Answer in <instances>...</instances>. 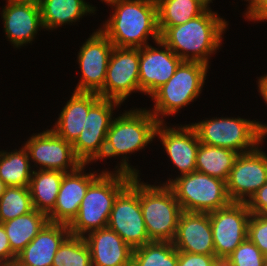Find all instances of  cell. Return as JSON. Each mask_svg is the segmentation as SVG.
Returning a JSON list of instances; mask_svg holds the SVG:
<instances>
[{
  "label": "cell",
  "instance_id": "obj_33",
  "mask_svg": "<svg viewBox=\"0 0 267 266\" xmlns=\"http://www.w3.org/2000/svg\"><path fill=\"white\" fill-rule=\"evenodd\" d=\"M233 266H264L266 256L258 247L246 238L230 254Z\"/></svg>",
  "mask_w": 267,
  "mask_h": 266
},
{
  "label": "cell",
  "instance_id": "obj_10",
  "mask_svg": "<svg viewBox=\"0 0 267 266\" xmlns=\"http://www.w3.org/2000/svg\"><path fill=\"white\" fill-rule=\"evenodd\" d=\"M119 105L118 101L100 98L89 109L83 130L72 144L74 154L82 164L88 165L102 158L113 110Z\"/></svg>",
  "mask_w": 267,
  "mask_h": 266
},
{
  "label": "cell",
  "instance_id": "obj_42",
  "mask_svg": "<svg viewBox=\"0 0 267 266\" xmlns=\"http://www.w3.org/2000/svg\"><path fill=\"white\" fill-rule=\"evenodd\" d=\"M12 2L29 3L40 6L44 0H7Z\"/></svg>",
  "mask_w": 267,
  "mask_h": 266
},
{
  "label": "cell",
  "instance_id": "obj_15",
  "mask_svg": "<svg viewBox=\"0 0 267 266\" xmlns=\"http://www.w3.org/2000/svg\"><path fill=\"white\" fill-rule=\"evenodd\" d=\"M257 147L239 154L226 182L232 202H247L267 182V154Z\"/></svg>",
  "mask_w": 267,
  "mask_h": 266
},
{
  "label": "cell",
  "instance_id": "obj_8",
  "mask_svg": "<svg viewBox=\"0 0 267 266\" xmlns=\"http://www.w3.org/2000/svg\"><path fill=\"white\" fill-rule=\"evenodd\" d=\"M140 206L149 239L172 242L182 209L171 188L140 182Z\"/></svg>",
  "mask_w": 267,
  "mask_h": 266
},
{
  "label": "cell",
  "instance_id": "obj_7",
  "mask_svg": "<svg viewBox=\"0 0 267 266\" xmlns=\"http://www.w3.org/2000/svg\"><path fill=\"white\" fill-rule=\"evenodd\" d=\"M164 185L171 188L185 212L210 213L232 202L226 181L197 171L170 178Z\"/></svg>",
  "mask_w": 267,
  "mask_h": 266
},
{
  "label": "cell",
  "instance_id": "obj_44",
  "mask_svg": "<svg viewBox=\"0 0 267 266\" xmlns=\"http://www.w3.org/2000/svg\"><path fill=\"white\" fill-rule=\"evenodd\" d=\"M6 187H7V186H6V185L4 184V182L0 179V197H1V195L4 193Z\"/></svg>",
  "mask_w": 267,
  "mask_h": 266
},
{
  "label": "cell",
  "instance_id": "obj_14",
  "mask_svg": "<svg viewBox=\"0 0 267 266\" xmlns=\"http://www.w3.org/2000/svg\"><path fill=\"white\" fill-rule=\"evenodd\" d=\"M250 216L245 202H231L209 213L215 254L230 255L247 238Z\"/></svg>",
  "mask_w": 267,
  "mask_h": 266
},
{
  "label": "cell",
  "instance_id": "obj_20",
  "mask_svg": "<svg viewBox=\"0 0 267 266\" xmlns=\"http://www.w3.org/2000/svg\"><path fill=\"white\" fill-rule=\"evenodd\" d=\"M7 3L3 8L1 18H3L8 41L16 48L28 42L31 43L38 30L44 28L40 6L12 1H7Z\"/></svg>",
  "mask_w": 267,
  "mask_h": 266
},
{
  "label": "cell",
  "instance_id": "obj_30",
  "mask_svg": "<svg viewBox=\"0 0 267 266\" xmlns=\"http://www.w3.org/2000/svg\"><path fill=\"white\" fill-rule=\"evenodd\" d=\"M178 251L172 242L150 241L133 249L132 266H177Z\"/></svg>",
  "mask_w": 267,
  "mask_h": 266
},
{
  "label": "cell",
  "instance_id": "obj_19",
  "mask_svg": "<svg viewBox=\"0 0 267 266\" xmlns=\"http://www.w3.org/2000/svg\"><path fill=\"white\" fill-rule=\"evenodd\" d=\"M172 244L177 251L215 255L209 213L182 211Z\"/></svg>",
  "mask_w": 267,
  "mask_h": 266
},
{
  "label": "cell",
  "instance_id": "obj_31",
  "mask_svg": "<svg viewBox=\"0 0 267 266\" xmlns=\"http://www.w3.org/2000/svg\"><path fill=\"white\" fill-rule=\"evenodd\" d=\"M29 187L7 186L0 197V223L33 210Z\"/></svg>",
  "mask_w": 267,
  "mask_h": 266
},
{
  "label": "cell",
  "instance_id": "obj_5",
  "mask_svg": "<svg viewBox=\"0 0 267 266\" xmlns=\"http://www.w3.org/2000/svg\"><path fill=\"white\" fill-rule=\"evenodd\" d=\"M200 143L242 154L259 147L267 135V124L238 118H212L190 124Z\"/></svg>",
  "mask_w": 267,
  "mask_h": 266
},
{
  "label": "cell",
  "instance_id": "obj_23",
  "mask_svg": "<svg viewBox=\"0 0 267 266\" xmlns=\"http://www.w3.org/2000/svg\"><path fill=\"white\" fill-rule=\"evenodd\" d=\"M101 97L95 92H76L62 108L57 122L52 130L61 138L74 143L80 136L86 122L89 109Z\"/></svg>",
  "mask_w": 267,
  "mask_h": 266
},
{
  "label": "cell",
  "instance_id": "obj_38",
  "mask_svg": "<svg viewBox=\"0 0 267 266\" xmlns=\"http://www.w3.org/2000/svg\"><path fill=\"white\" fill-rule=\"evenodd\" d=\"M249 21H266L267 20V0H263L247 17Z\"/></svg>",
  "mask_w": 267,
  "mask_h": 266
},
{
  "label": "cell",
  "instance_id": "obj_6",
  "mask_svg": "<svg viewBox=\"0 0 267 266\" xmlns=\"http://www.w3.org/2000/svg\"><path fill=\"white\" fill-rule=\"evenodd\" d=\"M208 68L209 65L202 62L182 61L174 75L151 95L155 104L154 109L149 111L160 123H164L163 116L176 114L194 102L201 93Z\"/></svg>",
  "mask_w": 267,
  "mask_h": 266
},
{
  "label": "cell",
  "instance_id": "obj_39",
  "mask_svg": "<svg viewBox=\"0 0 267 266\" xmlns=\"http://www.w3.org/2000/svg\"><path fill=\"white\" fill-rule=\"evenodd\" d=\"M212 266H233L231 255H226V254L213 255Z\"/></svg>",
  "mask_w": 267,
  "mask_h": 266
},
{
  "label": "cell",
  "instance_id": "obj_12",
  "mask_svg": "<svg viewBox=\"0 0 267 266\" xmlns=\"http://www.w3.org/2000/svg\"><path fill=\"white\" fill-rule=\"evenodd\" d=\"M113 48L100 29L92 33L78 52L77 62L82 75L74 91L98 93L103 88Z\"/></svg>",
  "mask_w": 267,
  "mask_h": 266
},
{
  "label": "cell",
  "instance_id": "obj_34",
  "mask_svg": "<svg viewBox=\"0 0 267 266\" xmlns=\"http://www.w3.org/2000/svg\"><path fill=\"white\" fill-rule=\"evenodd\" d=\"M247 238L267 257V216L251 214L247 225Z\"/></svg>",
  "mask_w": 267,
  "mask_h": 266
},
{
  "label": "cell",
  "instance_id": "obj_4",
  "mask_svg": "<svg viewBox=\"0 0 267 266\" xmlns=\"http://www.w3.org/2000/svg\"><path fill=\"white\" fill-rule=\"evenodd\" d=\"M113 172L104 170L98 173L99 176L90 184L78 215L68 225L70 235L84 237L91 231L107 227L116 197L133 178L125 172Z\"/></svg>",
  "mask_w": 267,
  "mask_h": 266
},
{
  "label": "cell",
  "instance_id": "obj_40",
  "mask_svg": "<svg viewBox=\"0 0 267 266\" xmlns=\"http://www.w3.org/2000/svg\"><path fill=\"white\" fill-rule=\"evenodd\" d=\"M258 89L262 96V99L265 100V103L267 104V74L264 76H261L258 79Z\"/></svg>",
  "mask_w": 267,
  "mask_h": 266
},
{
  "label": "cell",
  "instance_id": "obj_24",
  "mask_svg": "<svg viewBox=\"0 0 267 266\" xmlns=\"http://www.w3.org/2000/svg\"><path fill=\"white\" fill-rule=\"evenodd\" d=\"M95 9L84 0H44L40 5L42 25L46 30H53L78 21Z\"/></svg>",
  "mask_w": 267,
  "mask_h": 266
},
{
  "label": "cell",
  "instance_id": "obj_25",
  "mask_svg": "<svg viewBox=\"0 0 267 266\" xmlns=\"http://www.w3.org/2000/svg\"><path fill=\"white\" fill-rule=\"evenodd\" d=\"M37 170H33L29 184L32 205L37 211L48 215L55 206L65 172Z\"/></svg>",
  "mask_w": 267,
  "mask_h": 266
},
{
  "label": "cell",
  "instance_id": "obj_43",
  "mask_svg": "<svg viewBox=\"0 0 267 266\" xmlns=\"http://www.w3.org/2000/svg\"><path fill=\"white\" fill-rule=\"evenodd\" d=\"M201 4H203L207 9H210L209 4L212 0H198Z\"/></svg>",
  "mask_w": 267,
  "mask_h": 266
},
{
  "label": "cell",
  "instance_id": "obj_13",
  "mask_svg": "<svg viewBox=\"0 0 267 266\" xmlns=\"http://www.w3.org/2000/svg\"><path fill=\"white\" fill-rule=\"evenodd\" d=\"M24 147L29 159L39 165V170L75 171L82 163L76 158L72 143L59 137L52 129L34 134Z\"/></svg>",
  "mask_w": 267,
  "mask_h": 266
},
{
  "label": "cell",
  "instance_id": "obj_41",
  "mask_svg": "<svg viewBox=\"0 0 267 266\" xmlns=\"http://www.w3.org/2000/svg\"><path fill=\"white\" fill-rule=\"evenodd\" d=\"M245 1H249V5L245 13V16L247 17L259 5V0H245Z\"/></svg>",
  "mask_w": 267,
  "mask_h": 266
},
{
  "label": "cell",
  "instance_id": "obj_2",
  "mask_svg": "<svg viewBox=\"0 0 267 266\" xmlns=\"http://www.w3.org/2000/svg\"><path fill=\"white\" fill-rule=\"evenodd\" d=\"M114 12L100 30L114 47L142 48L149 36L160 40L156 0H118Z\"/></svg>",
  "mask_w": 267,
  "mask_h": 266
},
{
  "label": "cell",
  "instance_id": "obj_36",
  "mask_svg": "<svg viewBox=\"0 0 267 266\" xmlns=\"http://www.w3.org/2000/svg\"><path fill=\"white\" fill-rule=\"evenodd\" d=\"M212 256L178 251L177 266H212Z\"/></svg>",
  "mask_w": 267,
  "mask_h": 266
},
{
  "label": "cell",
  "instance_id": "obj_18",
  "mask_svg": "<svg viewBox=\"0 0 267 266\" xmlns=\"http://www.w3.org/2000/svg\"><path fill=\"white\" fill-rule=\"evenodd\" d=\"M155 136H159L167 155L181 175L196 171V154L200 142L190 124L168 128L161 122L157 126Z\"/></svg>",
  "mask_w": 267,
  "mask_h": 266
},
{
  "label": "cell",
  "instance_id": "obj_46",
  "mask_svg": "<svg viewBox=\"0 0 267 266\" xmlns=\"http://www.w3.org/2000/svg\"><path fill=\"white\" fill-rule=\"evenodd\" d=\"M264 266H267V257L265 259Z\"/></svg>",
  "mask_w": 267,
  "mask_h": 266
},
{
  "label": "cell",
  "instance_id": "obj_21",
  "mask_svg": "<svg viewBox=\"0 0 267 266\" xmlns=\"http://www.w3.org/2000/svg\"><path fill=\"white\" fill-rule=\"evenodd\" d=\"M69 235L67 224L48 222L17 255L14 266H52L56 252Z\"/></svg>",
  "mask_w": 267,
  "mask_h": 266
},
{
  "label": "cell",
  "instance_id": "obj_9",
  "mask_svg": "<svg viewBox=\"0 0 267 266\" xmlns=\"http://www.w3.org/2000/svg\"><path fill=\"white\" fill-rule=\"evenodd\" d=\"M140 180L139 175L133 176L130 183L118 194L107 225L132 249L151 241L145 228L140 206Z\"/></svg>",
  "mask_w": 267,
  "mask_h": 266
},
{
  "label": "cell",
  "instance_id": "obj_26",
  "mask_svg": "<svg viewBox=\"0 0 267 266\" xmlns=\"http://www.w3.org/2000/svg\"><path fill=\"white\" fill-rule=\"evenodd\" d=\"M48 222V216L36 209L3 222L11 251L17 256Z\"/></svg>",
  "mask_w": 267,
  "mask_h": 266
},
{
  "label": "cell",
  "instance_id": "obj_35",
  "mask_svg": "<svg viewBox=\"0 0 267 266\" xmlns=\"http://www.w3.org/2000/svg\"><path fill=\"white\" fill-rule=\"evenodd\" d=\"M246 204L251 214L267 212V182L251 196Z\"/></svg>",
  "mask_w": 267,
  "mask_h": 266
},
{
  "label": "cell",
  "instance_id": "obj_16",
  "mask_svg": "<svg viewBox=\"0 0 267 266\" xmlns=\"http://www.w3.org/2000/svg\"><path fill=\"white\" fill-rule=\"evenodd\" d=\"M159 48L146 45L139 48V85L140 92L151 96L175 73L182 60L161 40Z\"/></svg>",
  "mask_w": 267,
  "mask_h": 266
},
{
  "label": "cell",
  "instance_id": "obj_3",
  "mask_svg": "<svg viewBox=\"0 0 267 266\" xmlns=\"http://www.w3.org/2000/svg\"><path fill=\"white\" fill-rule=\"evenodd\" d=\"M120 115L115 119L113 117L101 159L122 155L121 165L116 166L117 171L138 176L139 170L130 166L126 155L144 149L153 141L160 122L145 108L125 111Z\"/></svg>",
  "mask_w": 267,
  "mask_h": 266
},
{
  "label": "cell",
  "instance_id": "obj_22",
  "mask_svg": "<svg viewBox=\"0 0 267 266\" xmlns=\"http://www.w3.org/2000/svg\"><path fill=\"white\" fill-rule=\"evenodd\" d=\"M92 266H132L133 249L108 227L85 235Z\"/></svg>",
  "mask_w": 267,
  "mask_h": 266
},
{
  "label": "cell",
  "instance_id": "obj_17",
  "mask_svg": "<svg viewBox=\"0 0 267 266\" xmlns=\"http://www.w3.org/2000/svg\"><path fill=\"white\" fill-rule=\"evenodd\" d=\"M85 166L81 164L75 171L64 174L55 206L47 215L49 222L69 225L78 215L88 187L99 176L95 172L84 174Z\"/></svg>",
  "mask_w": 267,
  "mask_h": 266
},
{
  "label": "cell",
  "instance_id": "obj_28",
  "mask_svg": "<svg viewBox=\"0 0 267 266\" xmlns=\"http://www.w3.org/2000/svg\"><path fill=\"white\" fill-rule=\"evenodd\" d=\"M160 35L168 28L184 24L207 8L198 0H156Z\"/></svg>",
  "mask_w": 267,
  "mask_h": 266
},
{
  "label": "cell",
  "instance_id": "obj_11",
  "mask_svg": "<svg viewBox=\"0 0 267 266\" xmlns=\"http://www.w3.org/2000/svg\"><path fill=\"white\" fill-rule=\"evenodd\" d=\"M135 91L140 92L139 48L114 47L109 58L104 86L97 94L101 98L122 104Z\"/></svg>",
  "mask_w": 267,
  "mask_h": 266
},
{
  "label": "cell",
  "instance_id": "obj_29",
  "mask_svg": "<svg viewBox=\"0 0 267 266\" xmlns=\"http://www.w3.org/2000/svg\"><path fill=\"white\" fill-rule=\"evenodd\" d=\"M26 148L0 151V179L6 186L29 187L33 170Z\"/></svg>",
  "mask_w": 267,
  "mask_h": 266
},
{
  "label": "cell",
  "instance_id": "obj_32",
  "mask_svg": "<svg viewBox=\"0 0 267 266\" xmlns=\"http://www.w3.org/2000/svg\"><path fill=\"white\" fill-rule=\"evenodd\" d=\"M52 266H92L91 254L84 238L69 235L56 252Z\"/></svg>",
  "mask_w": 267,
  "mask_h": 266
},
{
  "label": "cell",
  "instance_id": "obj_45",
  "mask_svg": "<svg viewBox=\"0 0 267 266\" xmlns=\"http://www.w3.org/2000/svg\"><path fill=\"white\" fill-rule=\"evenodd\" d=\"M102 2L104 1L105 3L112 5L113 3H116L118 0H101Z\"/></svg>",
  "mask_w": 267,
  "mask_h": 266
},
{
  "label": "cell",
  "instance_id": "obj_27",
  "mask_svg": "<svg viewBox=\"0 0 267 266\" xmlns=\"http://www.w3.org/2000/svg\"><path fill=\"white\" fill-rule=\"evenodd\" d=\"M238 155L228 148L200 143L196 154V171L227 182Z\"/></svg>",
  "mask_w": 267,
  "mask_h": 266
},
{
  "label": "cell",
  "instance_id": "obj_37",
  "mask_svg": "<svg viewBox=\"0 0 267 266\" xmlns=\"http://www.w3.org/2000/svg\"><path fill=\"white\" fill-rule=\"evenodd\" d=\"M16 255L11 251L9 239L3 224L0 223V262L6 266H14Z\"/></svg>",
  "mask_w": 267,
  "mask_h": 266
},
{
  "label": "cell",
  "instance_id": "obj_1",
  "mask_svg": "<svg viewBox=\"0 0 267 266\" xmlns=\"http://www.w3.org/2000/svg\"><path fill=\"white\" fill-rule=\"evenodd\" d=\"M228 25L217 13L206 9L184 24L168 27L160 35V40L182 61H197L208 65L210 55L220 48L222 34Z\"/></svg>",
  "mask_w": 267,
  "mask_h": 266
}]
</instances>
